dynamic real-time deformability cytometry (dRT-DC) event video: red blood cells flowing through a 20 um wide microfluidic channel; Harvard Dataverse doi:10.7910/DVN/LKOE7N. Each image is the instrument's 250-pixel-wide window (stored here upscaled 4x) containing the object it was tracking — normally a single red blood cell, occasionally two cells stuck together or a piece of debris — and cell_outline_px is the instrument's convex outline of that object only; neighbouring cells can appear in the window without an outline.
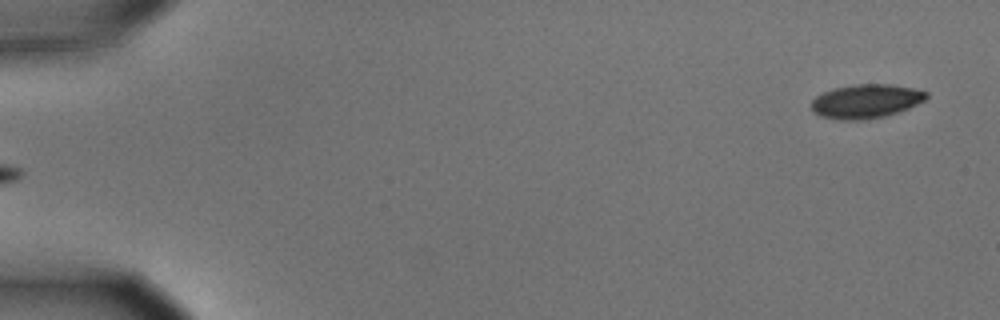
{"species": "common noctule bat (a hibernating species)", "species_latin": "Nyctalus noctula", "temperature_condition": "cold", "stored_images_in_passage": 5, "segment_of_instrument_passage": [2, 2], "camera_frame_rate_fps": 3000, "um_per_image_px": 0.085, "animal": {"sex": "male", "body_mass_g": 15.6}, "frame": {"image": 1, "passage_image": 5, "time_ms": 1.333, "image_size_px": [1000, 320], "cell_outline_px": [[928, 96], [924, 100], [908, 108], [884, 116], [860, 120], [836, 120], [820, 116], [812, 112], [812, 100], [816, 96], [832, 88], [856, 84], [892, 84], [912, 88], [928, 92]], "centroid_in_image_um": [73.57, 8.6], "position_along_channel_um": 11.4, "area_um2": 22.72}}